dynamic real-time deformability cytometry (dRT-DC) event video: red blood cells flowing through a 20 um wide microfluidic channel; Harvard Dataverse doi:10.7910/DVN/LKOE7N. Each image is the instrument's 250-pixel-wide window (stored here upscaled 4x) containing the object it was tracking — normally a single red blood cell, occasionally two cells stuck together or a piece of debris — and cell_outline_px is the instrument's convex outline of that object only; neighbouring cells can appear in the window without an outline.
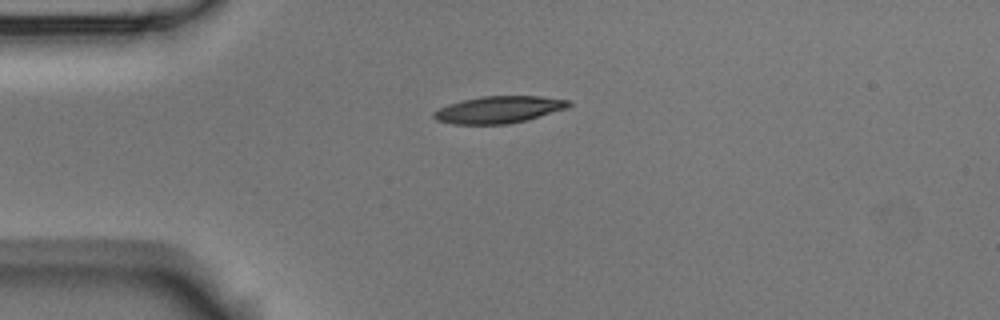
{"species": "Egyptian fruit bat (a non-hibernating species)", "species_latin": "Rousettus aegyptiacus", "temperature_condition": "room temperature", "stored_images_in_passage": 6, "camera_frame_rate_fps": 3000, "um_per_image_px": 0.085, "animal": {"sex": "male"}, "frame": {"image": 1, "passage_image": 1, "time_ms": 0.0, "image_size_px": [1000, 320], "cell_outline_px": [[572, 104], [568, 108], [524, 120], [508, 124], [452, 124], [436, 120], [432, 116], [432, 112], [448, 104], [480, 96], [540, 96], [568, 100]], "centroid_in_image_um": [42.37, 9.31], "position_along_channel_um": 42.6, "area_um2": 21.1}}
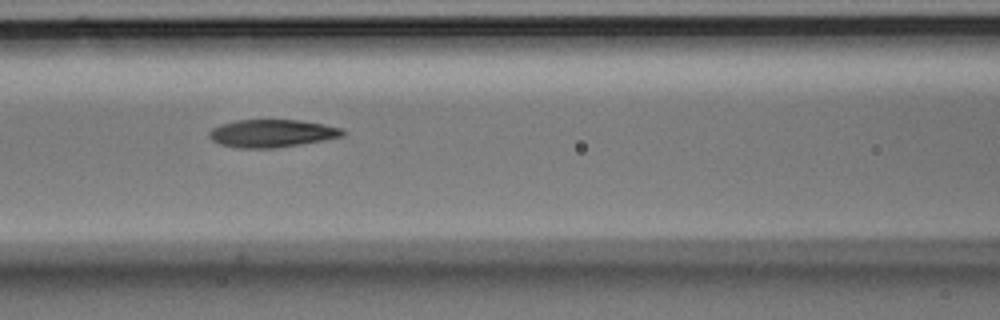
{"frame": {"image": 2, "passage_image": 4, "time_ms": 1.0, "image_size_px": [1000, 320], "cell_outline_px": [[344, 136], [324, 140], [276, 148], [236, 148], [220, 144], [212, 140], [208, 136], [208, 132], [212, 128], [220, 124], [236, 120], [300, 120], [324, 124], [340, 128], [344, 132]], "centroid_in_image_um": [23.07, 11.33], "position_along_channel_um": 143.5, "area_um2": 21.62}}
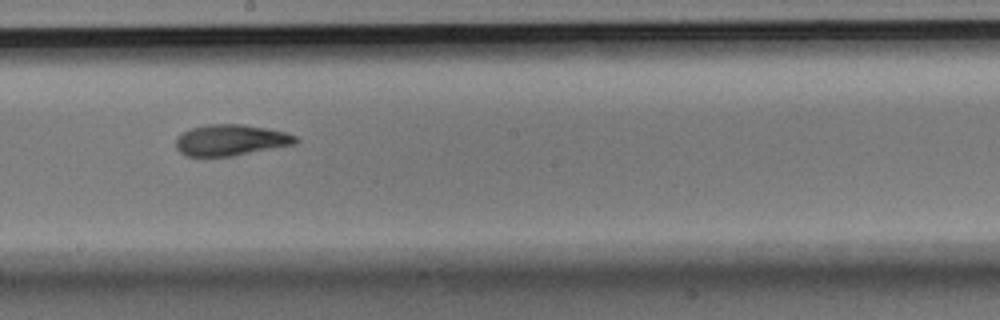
{"frame": {"image": 3, "passage_image": 6, "time_ms": 1.667, "image_size_px": [1000, 320], "cell_outline_px": [[300, 140], [296, 144], [232, 156], [188, 156], [180, 152], [176, 148], [176, 136], [192, 128], [208, 124], [244, 124], [268, 128], [284, 132], [296, 136]], "centroid_in_image_um": [19.63, 11.9], "position_along_channel_um": 228.6, "area_um2": 21.73}}